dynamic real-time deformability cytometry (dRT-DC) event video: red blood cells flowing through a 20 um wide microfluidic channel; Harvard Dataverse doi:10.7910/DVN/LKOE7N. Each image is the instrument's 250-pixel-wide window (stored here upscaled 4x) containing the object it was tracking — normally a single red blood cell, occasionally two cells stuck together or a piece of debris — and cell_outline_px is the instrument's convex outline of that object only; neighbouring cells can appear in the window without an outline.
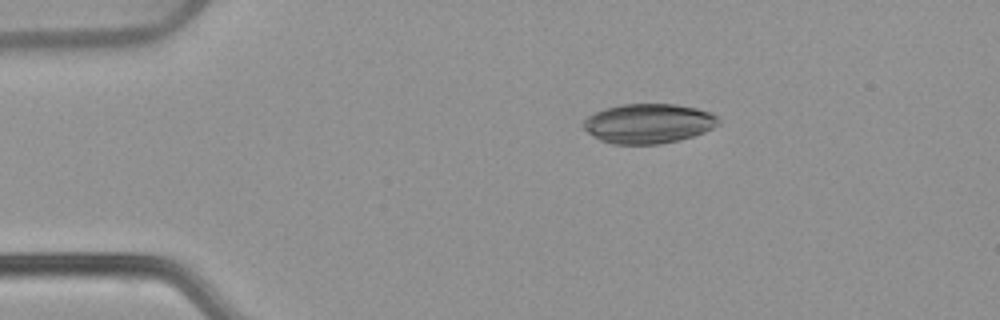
{"species": "common noctule bat (a hibernating species)", "species_latin": "Nyctalus noctula", "temperature_condition": "warm", "stored_images_in_passage": 44, "camera_frame_rate_fps": 3000, "um_per_image_px": 0.085, "animal": {"sex": "female", "body_mass_g": 22.7, "forearm_length_mm": 54.2}, "frame": {"image": 1, "passage_image": 1, "time_ms": 0.0, "image_size_px": [1000, 320], "cell_outline_px": [[720, 124], [704, 132], [680, 140], [660, 144], [612, 144], [600, 140], [592, 136], [584, 128], [584, 120], [588, 116], [604, 108], [624, 104], [676, 104], [696, 108], [712, 112], [720, 120]], "centroid_in_image_um": [55.14, 10.5], "position_along_channel_um": 29.9, "area_um2": 31.27}}
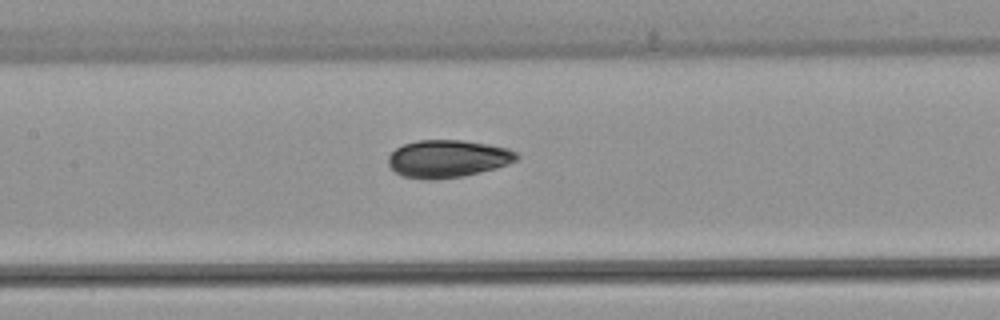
{"frame": {"image": 2, "passage_image": 16, "time_ms": 5.0, "image_size_px": [1000, 320], "cell_outline_px": [[520, 156], [516, 160], [508, 164], [496, 168], [480, 172], [460, 176], [436, 180], [428, 180], [400, 176], [388, 164], [388, 156], [396, 148], [404, 144], [420, 140], [460, 140], [488, 144], [508, 148], [516, 152]], "centroid_in_image_um": [38.05, 13.49], "position_along_channel_um": 169.4, "area_um2": 28.09}}
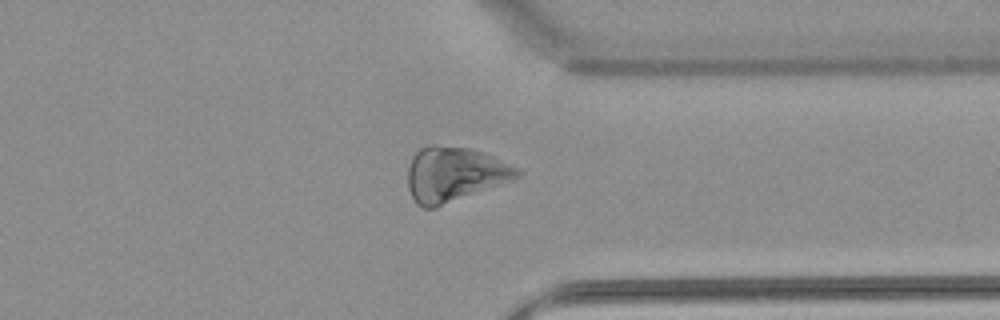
{"frame": {"image": 3, "passage_image": 32, "time_ms": 10.333, "image_size_px": [1000, 320], "cell_outline_px": [[524, 172], [520, 176], [512, 180], [436, 208], [424, 208], [416, 204], [408, 188], [408, 168], [412, 156], [420, 148], [428, 144], [436, 144], [472, 148], [516, 168]], "centroid_in_image_um": [38.57, 14.81], "position_along_channel_um": 372.8, "area_um2": 34.85}}